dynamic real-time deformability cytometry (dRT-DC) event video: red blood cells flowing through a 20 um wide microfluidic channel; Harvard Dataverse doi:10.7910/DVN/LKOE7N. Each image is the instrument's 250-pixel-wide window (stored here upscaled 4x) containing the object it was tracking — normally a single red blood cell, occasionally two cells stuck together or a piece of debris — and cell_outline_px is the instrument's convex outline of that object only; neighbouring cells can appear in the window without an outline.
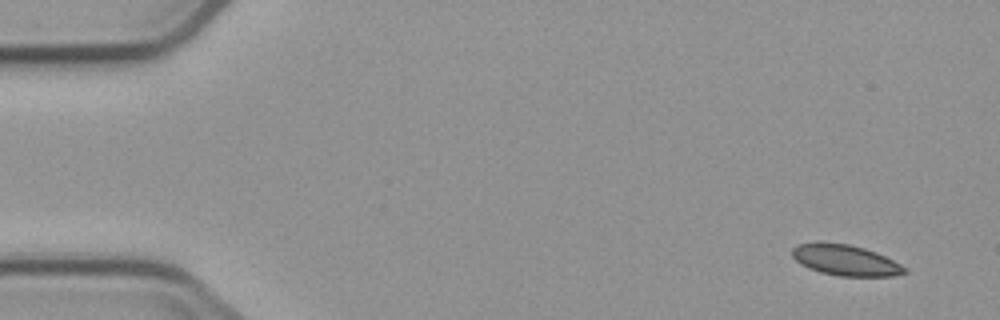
{"species": "common noctule bat (a hibernating species)", "species_latin": "Nyctalus noctula", "temperature_condition": "cold", "stored_images_in_passage": 5, "camera_frame_rate_fps": 3000, "um_per_image_px": 0.085, "animal": {"sex": "male", "body_mass_g": 23.1, "forearm_length_mm": 52.7}, "frame": {"image": 1, "passage_image": 1, "time_ms": 0.0, "image_size_px": [1000, 320], "cell_outline_px": [[908, 272], [892, 276], [840, 276], [820, 272], [808, 268], [800, 264], [792, 256], [792, 248], [796, 244], [816, 240], [820, 240], [848, 244], [864, 248], [876, 252], [908, 268]], "centroid_in_image_um": [71.8, 22.08], "position_along_channel_um": 13.2, "area_um2": 20.58}}
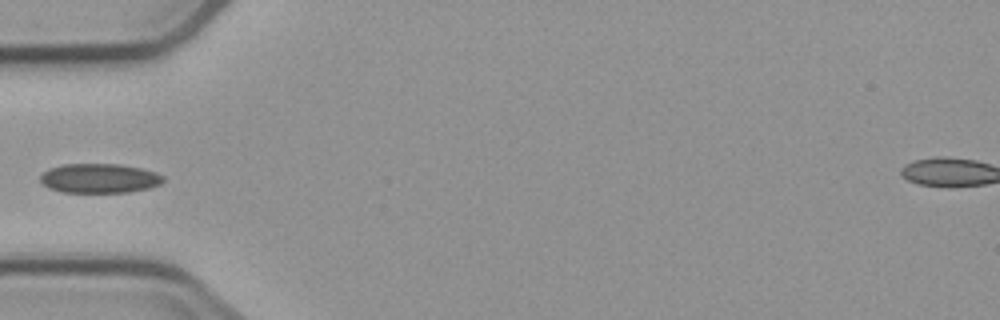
{"frame": {"image": 2, "passage_image": 4, "time_ms": 5.0, "image_size_px": [1000, 320], "cell_outline_px": [[164, 180], [160, 184], [148, 188], [128, 192], [60, 192], [48, 188], [40, 180], [40, 176], [48, 168], [64, 164], [120, 164], [140, 168], [156, 172], [164, 176]], "centroid_in_image_um": [8.44, 15.15], "position_along_channel_um": 76.6, "area_um2": 21.1}}
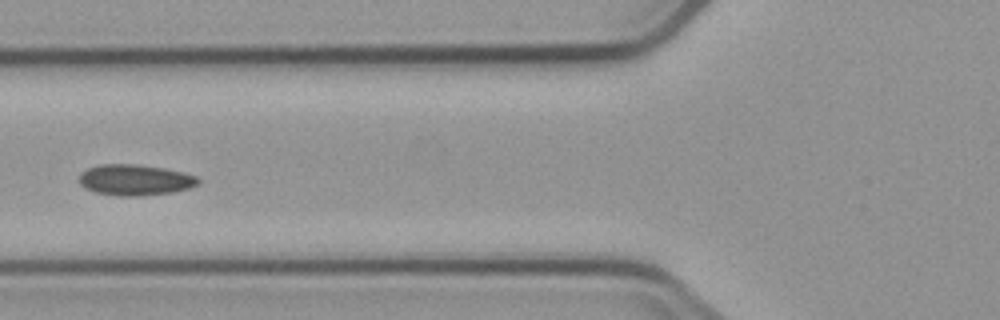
{"frame": {"image": 3, "passage_image": 5, "time_ms": 6.0, "image_size_px": [1000, 320], "cell_outline_px": [[200, 184], [192, 188], [172, 192], [140, 196], [120, 196], [96, 192], [84, 188], [80, 184], [80, 172], [88, 168], [100, 164], [136, 164], [164, 168], [184, 172], [196, 176], [200, 180]], "centroid_in_image_um": [11.51, 15.29], "position_along_channel_um": 114.3, "area_um2": 21.62}}